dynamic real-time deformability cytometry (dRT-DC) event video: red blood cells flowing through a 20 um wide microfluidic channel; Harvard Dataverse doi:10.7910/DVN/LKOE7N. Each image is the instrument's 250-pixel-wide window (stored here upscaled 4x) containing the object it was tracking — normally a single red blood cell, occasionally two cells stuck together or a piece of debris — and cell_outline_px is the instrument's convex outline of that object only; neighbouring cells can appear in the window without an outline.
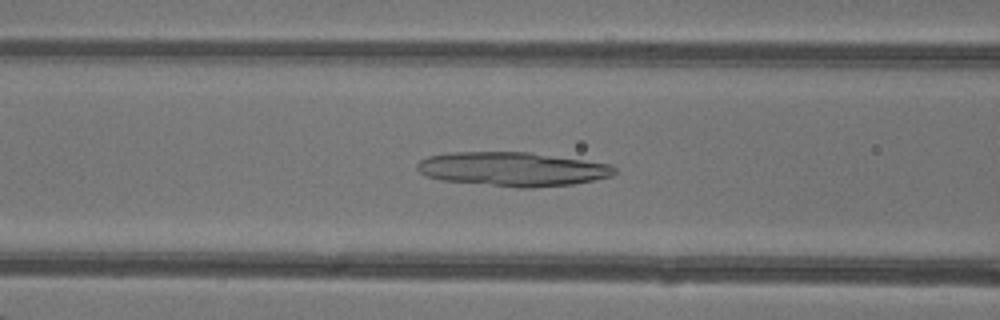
{"species": "common noctule bat (a hibernating species)", "species_latin": "Nyctalus noctula", "temperature_condition": "warm", "stored_images_in_passage": 34, "camera_frame_rate_fps": 3000, "um_per_image_px": 0.085, "animal": {"sex": "female"}, "frame": {"image": 1, "passage_image": 7, "time_ms": 2.0, "image_size_px": [1000, 320], "cell_outline_px": [[616, 172], [612, 176], [572, 184], [532, 188], [520, 188], [444, 180], [428, 176], [420, 172], [416, 168], [416, 164], [420, 160], [428, 156], [448, 152], [528, 152], [612, 164], [616, 168]], "centroid_in_image_um": [43.58, 14.37], "position_along_channel_um": 123.0, "area_um2": 39.07}}
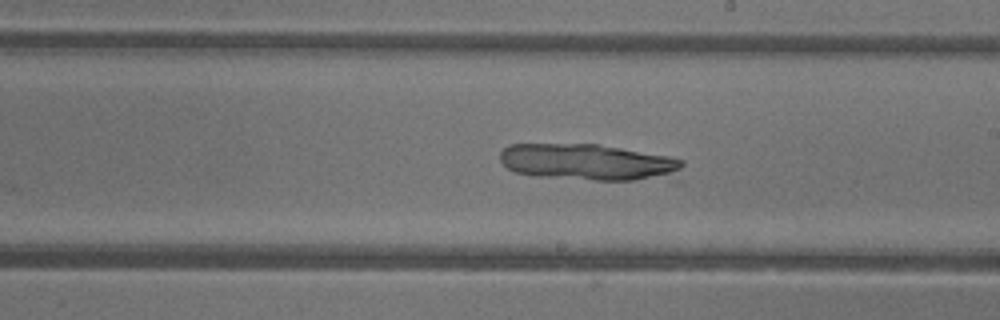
{"frame": {"image": 2, "passage_image": 15, "time_ms": 4.667, "image_size_px": [1000, 320], "cell_outline_px": [[684, 164], [676, 172], [632, 180], [596, 180], [540, 176], [516, 172], [508, 168], [500, 160], [500, 152], [508, 144], [596, 144], [668, 156], [684, 160]], "centroid_in_image_um": [49.86, 13.75], "position_along_channel_um": 239.1, "area_um2": 37.57}}
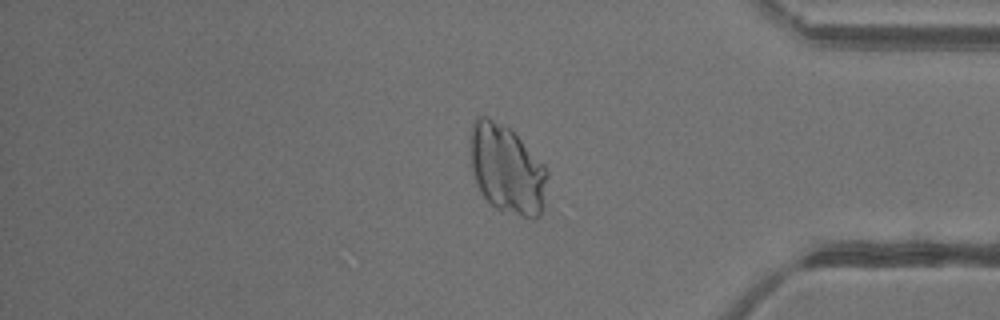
{"frame": {"image": 3, "passage_image": 27, "time_ms": 8.667, "image_size_px": [1000, 320], "cell_outline_px": [[548, 172], [540, 216], [536, 220], [532, 220], [496, 208], [480, 192], [476, 184], [472, 172], [472, 124], [476, 116], [488, 116], [504, 124], [544, 164]], "centroid_in_image_um": [43.09, 14.4], "position_along_channel_um": 392.1, "area_um2": 39.36}}